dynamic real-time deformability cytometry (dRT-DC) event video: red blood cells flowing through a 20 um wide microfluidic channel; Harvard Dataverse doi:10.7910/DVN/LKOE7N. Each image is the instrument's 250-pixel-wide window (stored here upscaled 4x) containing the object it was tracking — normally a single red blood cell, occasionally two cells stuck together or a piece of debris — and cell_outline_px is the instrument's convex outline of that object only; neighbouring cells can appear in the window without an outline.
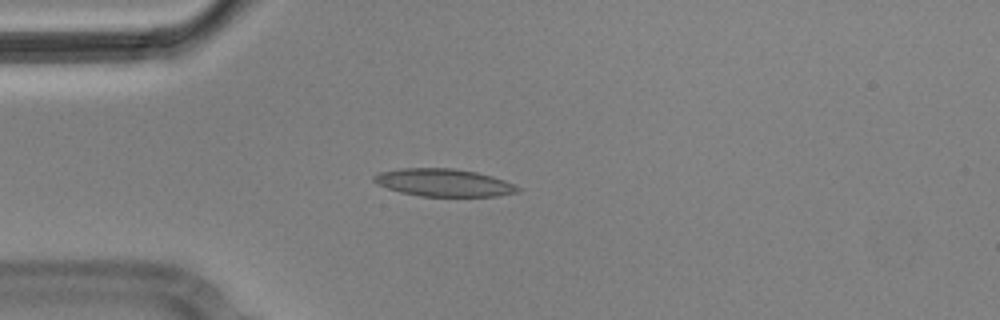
{"species": "Egyptian fruit bat (a non-hibernating species)", "species_latin": "Rousettus aegyptiacus", "temperature_condition": "cold", "stored_images_in_passage": 4, "camera_frame_rate_fps": 3000, "um_per_image_px": 0.085, "animal": {"sex": "male"}, "frame": {"image": 1, "passage_image": 4, "time_ms": 1.0, "image_size_px": [1000, 320], "cell_outline_px": [[520, 192], [496, 196], [420, 196], [400, 192], [388, 188], [372, 180], [372, 176], [380, 172], [400, 168], [452, 168], [476, 172], [492, 176], [504, 180], [520, 188]], "centroid_in_image_um": [37.71, 15.52], "position_along_channel_um": 47.3, "area_um2": 23.0}}